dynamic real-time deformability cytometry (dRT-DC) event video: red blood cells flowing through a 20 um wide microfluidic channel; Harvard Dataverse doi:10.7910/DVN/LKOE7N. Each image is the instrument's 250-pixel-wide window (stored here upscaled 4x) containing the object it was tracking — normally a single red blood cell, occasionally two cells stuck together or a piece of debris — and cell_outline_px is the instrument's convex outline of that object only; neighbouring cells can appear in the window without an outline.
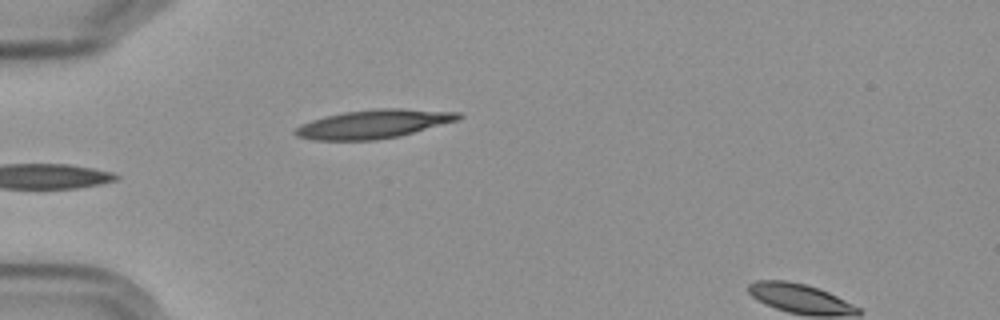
{"species": "Egyptian fruit bat (a non-hibernating species)", "species_latin": "Rousettus aegyptiacus", "temperature_condition": "cold", "stored_images_in_passage": 5, "camera_frame_rate_fps": 3000, "um_per_image_px": 0.085, "frame": {"image": 1, "passage_image": 4, "time_ms": 4.333, "image_size_px": [1000, 320], "cell_outline_px": [[464, 116], [460, 120], [400, 136], [376, 140], [312, 140], [296, 136], [292, 132], [300, 124], [324, 116], [344, 112], [376, 108], [404, 108], [460, 112]], "centroid_in_image_um": [31.79, 10.53], "position_along_channel_um": 53.2, "area_um2": 27.63}}